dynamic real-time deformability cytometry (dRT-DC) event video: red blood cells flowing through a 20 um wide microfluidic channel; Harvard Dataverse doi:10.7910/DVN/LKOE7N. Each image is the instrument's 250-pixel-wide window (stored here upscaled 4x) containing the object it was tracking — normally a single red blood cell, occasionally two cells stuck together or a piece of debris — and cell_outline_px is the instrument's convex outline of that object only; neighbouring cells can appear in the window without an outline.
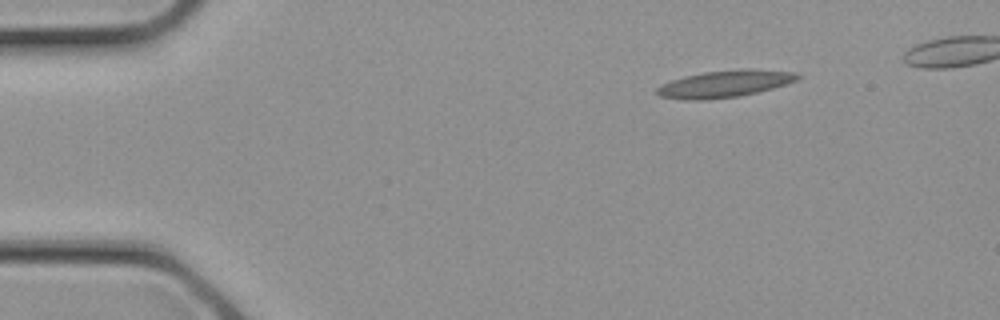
{"species": "common noctule bat (a hibernating species)", "species_latin": "Nyctalus noctula", "temperature_condition": "cold", "stored_images_in_passage": 14, "camera_frame_rate_fps": 3000, "um_per_image_px": 0.085, "animal": {"sex": "female", "body_mass_g": 21.9}, "frame": {"image": 1, "passage_image": 1, "time_ms": 0.0, "image_size_px": [1000, 320], "cell_outline_px": [[804, 76], [796, 80], [772, 88], [740, 96], [704, 100], [688, 100], [660, 96], [656, 92], [656, 88], [660, 84], [684, 76], [704, 72], [740, 68], [748, 68], [796, 72]], "centroid_in_image_um": [61.61, 7.11], "position_along_channel_um": 23.4, "area_um2": 22.2}}
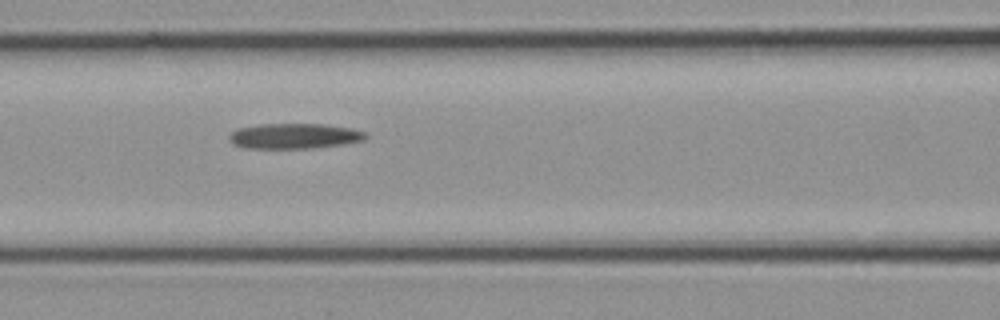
{"frame": {"image": 2, "passage_image": 9, "time_ms": 2.667, "image_size_px": [1000, 320], "cell_outline_px": [[368, 136], [364, 140], [344, 144], [316, 148], [244, 148], [232, 144], [228, 140], [228, 136], [232, 132], [240, 128], [260, 124], [324, 124], [352, 128], [368, 132]], "centroid_in_image_um": [25.05, 11.57], "position_along_channel_um": 141.5, "area_um2": 20.35}}
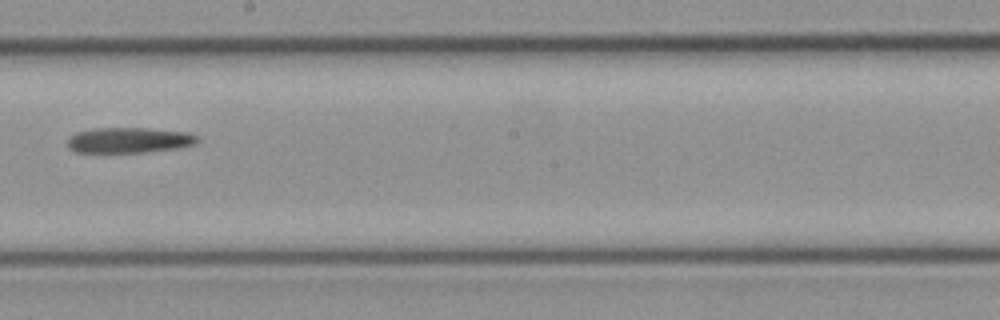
{"frame": {"image": 3, "passage_image": 13, "time_ms": 4.0, "image_size_px": [1000, 320], "cell_outline_px": [[200, 140], [196, 144], [176, 148], [144, 152], [76, 152], [68, 148], [68, 140], [76, 132], [92, 128], [144, 128], [184, 132], [200, 136]], "centroid_in_image_um": [10.98, 11.91], "position_along_channel_um": 237.2, "area_um2": 19.19}}